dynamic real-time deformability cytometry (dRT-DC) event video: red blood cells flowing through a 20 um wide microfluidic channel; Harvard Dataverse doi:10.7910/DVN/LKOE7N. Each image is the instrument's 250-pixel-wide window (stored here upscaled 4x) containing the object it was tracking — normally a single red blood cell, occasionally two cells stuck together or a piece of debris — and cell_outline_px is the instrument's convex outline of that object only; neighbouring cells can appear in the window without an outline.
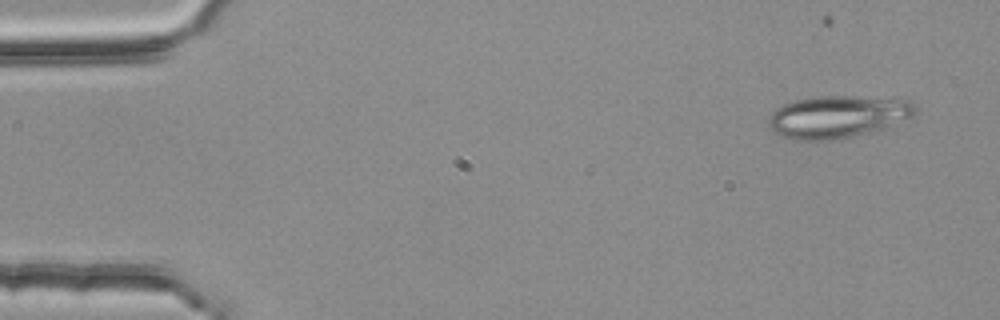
{"species": "common noctule bat (a hibernating species)", "species_latin": "Nyctalus noctula", "temperature_condition": "room temperature", "stored_images_in_passage": 4, "camera_frame_rate_fps": 3000, "um_per_image_px": 0.085, "animal": {"sex": "female", "body_mass_g": 25.1}, "frame": {"image": 1, "passage_image": 1, "time_ms": 0.0, "image_size_px": [1000, 320], "cell_outline_px": [[916, 116], [880, 128], [848, 136], [828, 140], [792, 140], [772, 132], [768, 124], [768, 120], [772, 112], [780, 104], [812, 96], [856, 96], [912, 100], [916, 104]], "centroid_in_image_um": [71.16, 9.89], "position_along_channel_um": 13.8, "area_um2": 36.13}}